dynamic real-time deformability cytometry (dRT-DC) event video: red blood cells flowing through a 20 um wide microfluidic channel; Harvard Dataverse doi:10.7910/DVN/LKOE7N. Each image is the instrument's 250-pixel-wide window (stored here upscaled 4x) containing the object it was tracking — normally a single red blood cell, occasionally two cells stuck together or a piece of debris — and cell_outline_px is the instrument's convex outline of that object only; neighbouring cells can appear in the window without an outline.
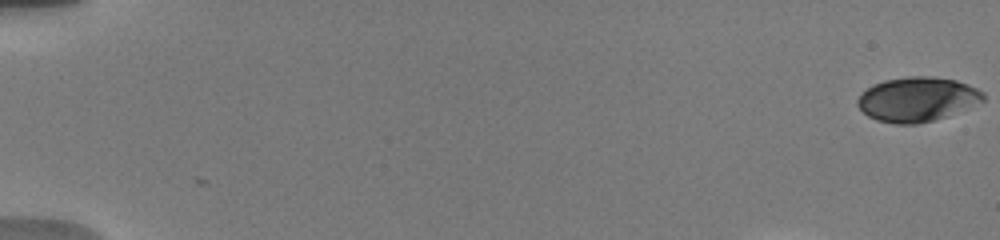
{"species": "human", "species_latin": "Homo sapiens", "temperature_condition": "warm", "stored_images_in_passage": 16, "camera_frame_rate_fps": 3000, "um_per_image_px": 0.085, "donor": {"sex": "male"}, "frame": {"image": 1, "passage_image": 1, "time_ms": 0.0, "image_size_px": [1000, 240], "cell_outline_px": [[984, 100], [944, 116], [932, 120], [916, 124], [892, 124], [876, 120], [868, 116], [856, 104], [856, 100], [868, 88], [884, 80], [908, 76], [932, 76], [956, 80], [968, 84], [984, 92]], "centroid_in_image_um": [77.93, 8.43], "position_along_channel_um": 7.1, "area_um2": 32.14}}